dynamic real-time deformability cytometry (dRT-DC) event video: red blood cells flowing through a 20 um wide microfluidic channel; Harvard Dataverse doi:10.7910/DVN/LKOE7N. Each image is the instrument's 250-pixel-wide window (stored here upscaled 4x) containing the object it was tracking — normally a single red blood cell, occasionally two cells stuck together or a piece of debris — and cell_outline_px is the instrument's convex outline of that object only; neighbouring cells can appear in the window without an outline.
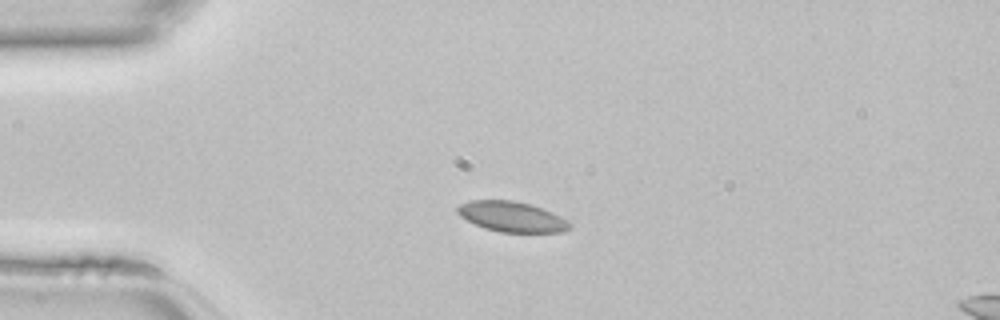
{"species": "common noctule bat (a hibernating species)", "species_latin": "Nyctalus noctula", "temperature_condition": "room temperature", "stored_images_in_passage": 35, "camera_frame_rate_fps": 3000, "um_per_image_px": 0.085, "animal": {"sex": "female", "body_mass_g": 22.7, "forearm_length_mm": 54.2}, "frame": {"image": 1, "passage_image": 1, "time_ms": 0.0, "image_size_px": [1000, 320], "cell_outline_px": [[572, 228], [564, 232], [500, 232], [484, 228], [460, 216], [456, 212], [456, 208], [460, 204], [472, 200], [512, 200], [532, 204], [552, 212], [568, 220], [572, 224]], "centroid_in_image_um": [43.54, 18.42], "position_along_channel_um": 41.5, "area_um2": 19.94}}
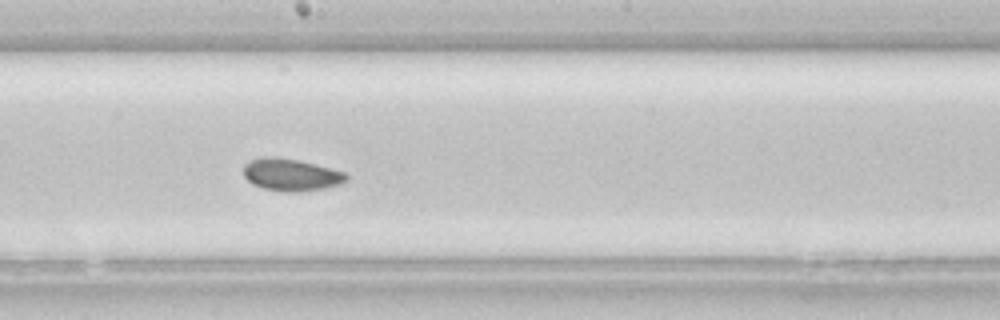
{"frame": {"image": 2, "passage_image": 15, "time_ms": 4.667, "image_size_px": [1000, 320], "cell_outline_px": [[348, 180], [340, 184], [324, 188], [300, 192], [284, 192], [264, 188], [252, 184], [244, 176], [244, 164], [248, 160], [260, 156], [276, 156], [300, 160], [316, 164], [344, 172], [348, 176]], "centroid_in_image_um": [24.71, 14.84], "position_along_channel_um": 223.5, "area_um2": 19.59}}
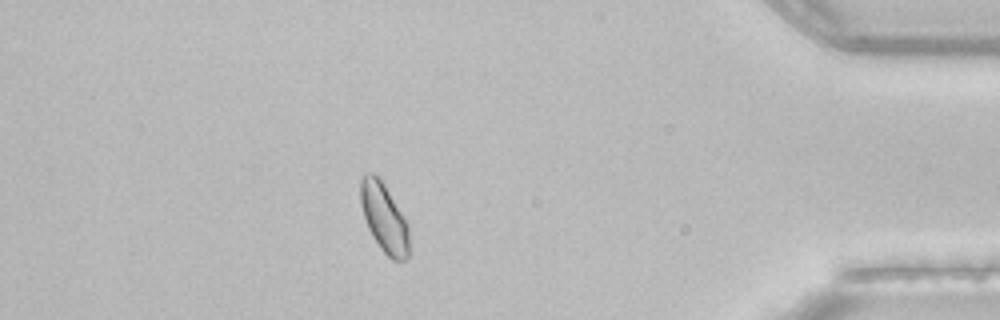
{"frame": {"image": 3, "passage_image": 30, "time_ms": 9.667, "image_size_px": [1000, 320], "cell_outline_px": [[408, 256], [404, 260], [392, 260], [380, 248], [372, 236], [368, 228], [360, 204], [360, 180], [364, 172], [372, 172], [384, 184], [404, 216], [408, 224]], "centroid_in_image_um": [32.63, 18.49], "position_along_channel_um": 402.6, "area_um2": 19.48}}